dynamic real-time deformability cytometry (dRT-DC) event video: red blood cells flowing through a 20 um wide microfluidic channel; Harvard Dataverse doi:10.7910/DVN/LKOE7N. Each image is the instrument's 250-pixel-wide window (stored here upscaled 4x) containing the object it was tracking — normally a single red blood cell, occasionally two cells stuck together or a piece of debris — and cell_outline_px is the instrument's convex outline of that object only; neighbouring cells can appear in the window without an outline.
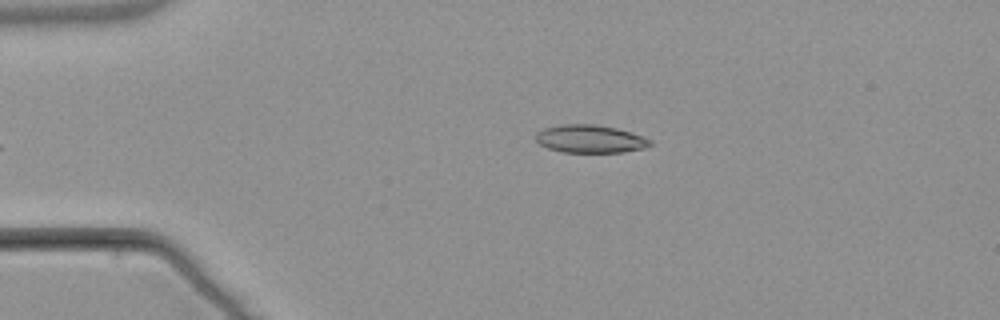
{"species": "common noctule bat (a hibernating species)", "species_latin": "Nyctalus noctula", "temperature_condition": "warm", "stored_images_in_passage": 2, "camera_frame_rate_fps": 3000, "um_per_image_px": 0.085, "animal": {"sex": "male", "body_mass_g": 21.5, "forearm_length_mm": 52.0}, "frame": {"image": 1, "passage_image": 1, "time_ms": 0.0, "image_size_px": [1000, 320], "cell_outline_px": [[652, 144], [644, 148], [624, 152], [564, 152], [548, 148], [540, 144], [536, 140], [536, 132], [544, 128], [564, 124], [596, 124], [616, 128], [652, 140]], "centroid_in_image_um": [50.15, 11.8], "position_along_channel_um": 34.9, "area_um2": 18.44}}